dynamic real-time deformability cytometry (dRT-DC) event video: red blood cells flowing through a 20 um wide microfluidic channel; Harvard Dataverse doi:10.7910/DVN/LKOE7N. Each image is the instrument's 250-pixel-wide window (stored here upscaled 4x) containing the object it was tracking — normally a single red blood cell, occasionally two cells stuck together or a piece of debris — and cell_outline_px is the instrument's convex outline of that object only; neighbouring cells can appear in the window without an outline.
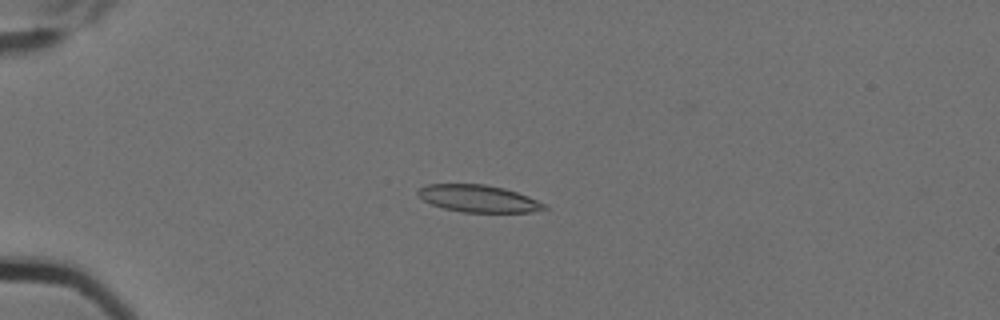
{"species": "Egyptian fruit bat (a non-hibernating species)", "species_latin": "Rousettus aegyptiacus", "temperature_condition": "cold", "stored_images_in_passage": 4, "camera_frame_rate_fps": 3000, "um_per_image_px": 0.085, "animal": {"sex": "female"}, "frame": {"image": 1, "passage_image": 4, "time_ms": 1.0, "image_size_px": [1000, 320], "cell_outline_px": [[548, 208], [532, 212], [460, 212], [444, 208], [432, 204], [424, 200], [416, 192], [420, 188], [428, 184], [484, 184], [504, 188], [528, 196], [548, 204]], "centroid_in_image_um": [40.71, 16.88], "position_along_channel_um": 44.3, "area_um2": 19.94}}